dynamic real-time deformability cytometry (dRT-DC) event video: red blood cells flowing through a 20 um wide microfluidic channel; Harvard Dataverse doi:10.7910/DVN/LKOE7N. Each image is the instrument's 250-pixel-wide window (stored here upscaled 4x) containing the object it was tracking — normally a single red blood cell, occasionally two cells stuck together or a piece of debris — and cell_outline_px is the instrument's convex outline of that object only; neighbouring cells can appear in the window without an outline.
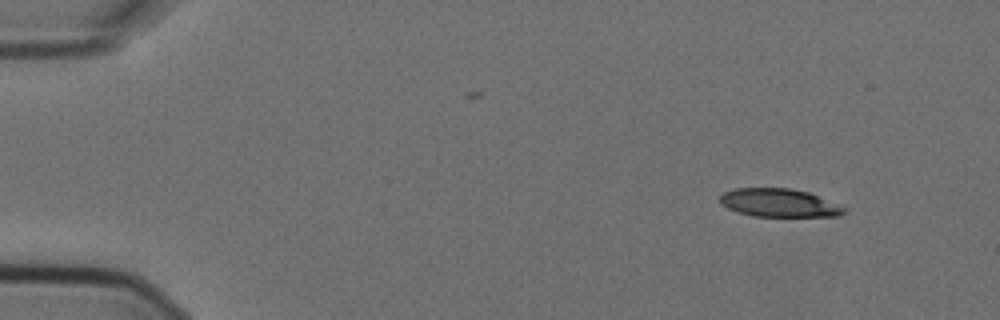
{"species": "Egyptian fruit bat (a non-hibernating species)", "species_latin": "Rousettus aegyptiacus", "temperature_condition": "cold", "stored_images_in_passage": 4, "camera_frame_rate_fps": 3000, "um_per_image_px": 0.085, "animal": {"sex": "female"}, "frame": {"image": 1, "passage_image": 1, "time_ms": 0.0, "image_size_px": [1000, 320], "cell_outline_px": [[848, 212], [840, 216], [752, 216], [736, 212], [720, 204], [720, 196], [724, 192], [736, 188], [792, 188], [808, 192], [848, 208]], "centroid_in_image_um": [66.24, 17.25], "position_along_channel_um": 18.8, "area_um2": 20.58}}
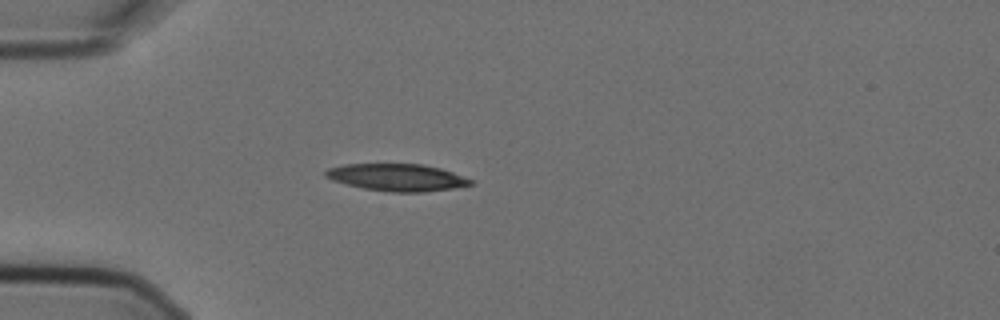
{"frame": {"image": 2, "passage_image": 3, "time_ms": 0.667, "image_size_px": [1000, 320], "cell_outline_px": [[472, 184], [452, 188], [424, 192], [392, 192], [364, 188], [332, 180], [324, 176], [324, 172], [328, 168], [344, 164], [424, 164], [440, 168], [452, 172], [472, 180]], "centroid_in_image_um": [33.72, 15.07], "position_along_channel_um": 51.3, "area_um2": 22.72}}